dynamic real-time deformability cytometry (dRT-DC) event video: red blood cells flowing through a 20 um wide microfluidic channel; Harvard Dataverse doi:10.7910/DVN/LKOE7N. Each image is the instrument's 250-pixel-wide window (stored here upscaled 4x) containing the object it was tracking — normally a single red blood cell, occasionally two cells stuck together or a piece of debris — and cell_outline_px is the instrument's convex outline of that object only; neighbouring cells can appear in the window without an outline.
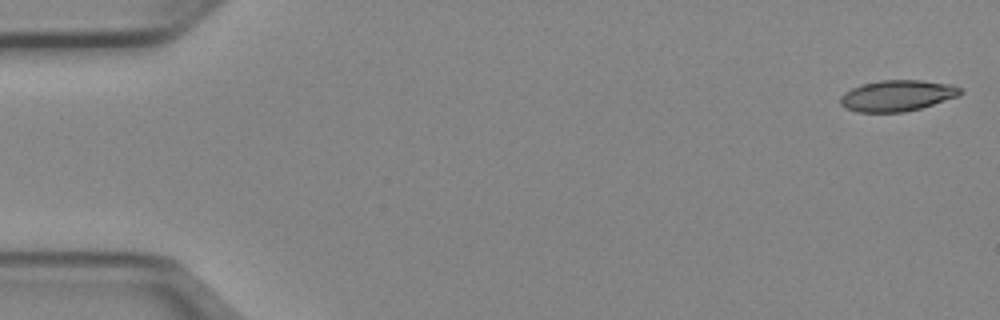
{"species": "Egyptian fruit bat (a non-hibernating species)", "species_latin": "Rousettus aegyptiacus", "temperature_condition": "cold", "stored_images_in_passage": 16, "camera_frame_rate_fps": 3000, "um_per_image_px": 0.085, "animal": {"sex": "female"}, "frame": {"image": 1, "passage_image": 1, "time_ms": 0.0, "image_size_px": [1000, 320], "cell_outline_px": [[964, 92], [960, 96], [920, 108], [904, 112], [856, 112], [844, 108], [840, 104], [840, 96], [844, 92], [860, 84], [880, 80], [920, 80], [952, 84], [960, 88]], "centroid_in_image_um": [76.25, 8.13], "position_along_channel_um": 8.7, "area_um2": 21.96}}
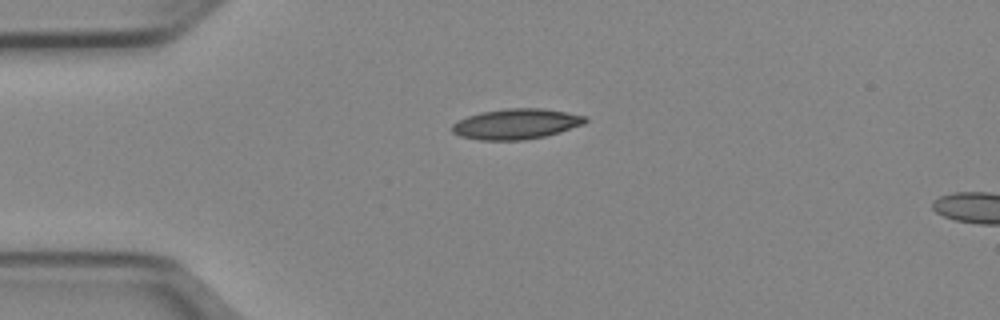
{"frame": {"image": 2, "passage_image": 12, "time_ms": 3.667, "image_size_px": [1000, 320], "cell_outline_px": [[588, 120], [584, 124], [560, 132], [544, 136], [524, 140], [480, 140], [460, 136], [452, 132], [452, 124], [468, 116], [480, 112], [508, 108], [540, 108], [564, 112], [584, 116]], "centroid_in_image_um": [43.86, 10.54], "position_along_channel_um": 41.1, "area_um2": 23.41}}